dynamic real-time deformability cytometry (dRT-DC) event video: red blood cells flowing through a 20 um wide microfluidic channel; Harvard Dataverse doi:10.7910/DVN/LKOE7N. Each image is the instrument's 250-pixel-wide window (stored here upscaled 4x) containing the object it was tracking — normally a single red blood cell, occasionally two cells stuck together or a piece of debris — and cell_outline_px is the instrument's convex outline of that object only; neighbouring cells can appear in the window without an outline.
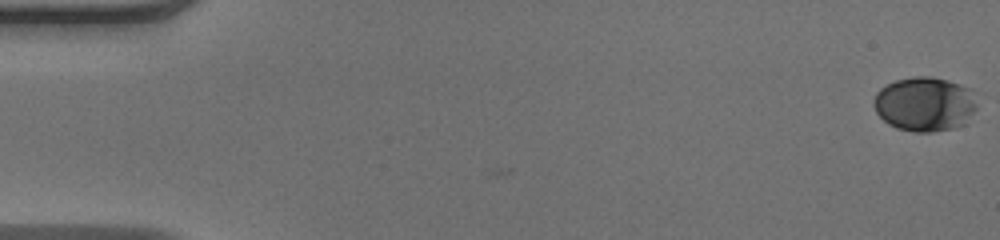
{"species": "human", "species_latin": "Homo sapiens", "temperature_condition": "warm", "stored_images_in_passage": 51, "camera_frame_rate_fps": 3000, "um_per_image_px": 0.085, "donor": {"sex": "male"}, "frame": {"image": 1, "passage_image": 1, "time_ms": 0.0, "image_size_px": [1000, 240], "cell_outline_px": [[976, 108], [964, 124], [956, 128], [932, 132], [912, 132], [896, 128], [888, 124], [876, 112], [872, 104], [872, 100], [876, 92], [880, 88], [896, 80], [912, 76], [932, 76], [960, 84], [968, 88], [976, 104]], "centroid_in_image_um": [78.55, 8.85], "position_along_channel_um": 6.5, "area_um2": 32.83}}
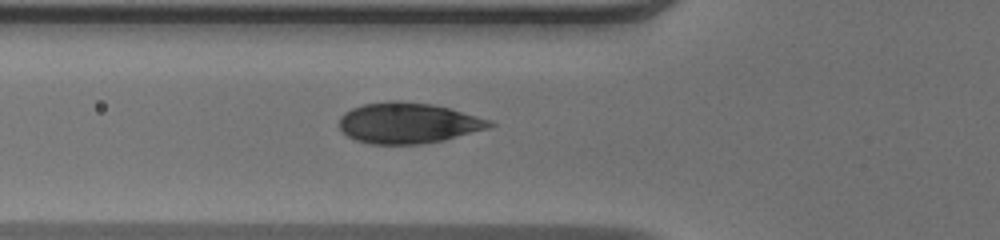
{"frame": {"image": 2, "passage_image": 19, "time_ms": 6.0, "image_size_px": [1000, 240], "cell_outline_px": [[496, 124], [492, 128], [444, 140], [420, 144], [372, 144], [356, 140], [348, 136], [340, 128], [340, 116], [344, 112], [352, 108], [364, 104], [392, 100], [400, 100], [432, 104], [448, 108], [492, 120]], "centroid_in_image_um": [34.73, 10.45], "position_along_channel_um": 91.1, "area_um2": 35.84}}
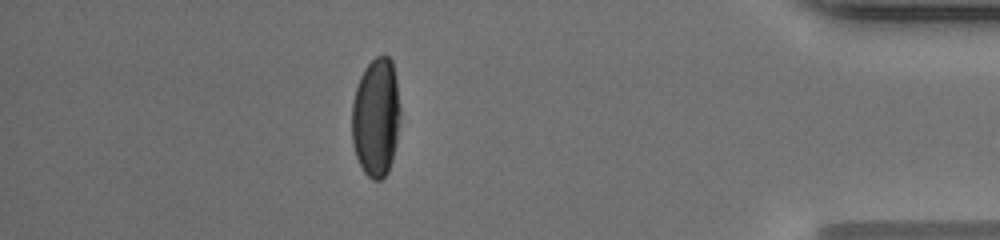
{"frame": {"image": 3, "passage_image": 45, "time_ms": 14.667, "image_size_px": [1000, 240], "cell_outline_px": [[400, 116], [396, 144], [392, 160], [388, 172], [380, 180], [372, 180], [364, 172], [356, 156], [352, 144], [352, 104], [356, 88], [360, 76], [364, 68], [376, 56], [388, 56], [392, 60], [396, 80], [400, 108]], "centroid_in_image_um": [31.96, 9.98], "position_along_channel_um": 403.2, "area_um2": 33.64}, "authors_computed_cell_mechanics": {"area_um2": 34.7956, "velocity_mm_per_s": 4.0726, "shape_relaxation_time_tau1_ms": 4.7955, "shape_relaxation_time_tau2_ms": null, "deformation_change_tau1": 0.2139, "deformation_change_tau2": null}}